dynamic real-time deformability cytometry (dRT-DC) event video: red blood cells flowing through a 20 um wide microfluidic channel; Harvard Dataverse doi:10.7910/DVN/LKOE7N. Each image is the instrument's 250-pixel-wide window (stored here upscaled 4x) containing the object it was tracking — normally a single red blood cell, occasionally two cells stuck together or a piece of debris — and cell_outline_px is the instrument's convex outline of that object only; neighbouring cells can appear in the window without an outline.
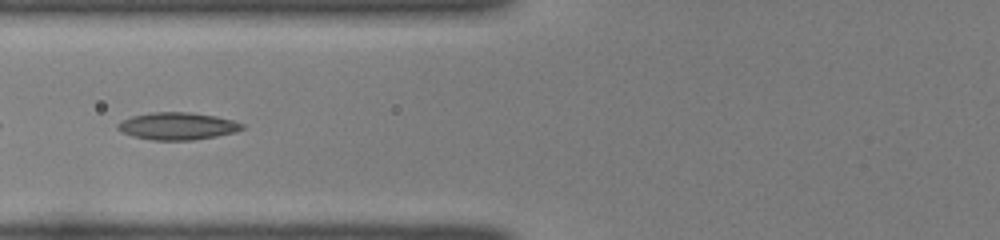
{"species": "common noctule bat (a hibernating species)", "species_latin": "Nyctalus noctula", "temperature_condition": "room temperature", "stored_images_in_passage": 35, "camera_frame_rate_fps": 3000, "um_per_image_px": 0.085, "animal": {"sex": "female", "body_mass_g": 22.0, "forearm_length_mm": 56.7}, "frame": {"image": 1, "passage_image": 7, "time_ms": 2.0, "image_size_px": [1000, 240], "cell_outline_px": [[244, 128], [236, 132], [216, 136], [192, 140], [152, 140], [136, 136], [124, 132], [116, 128], [116, 124], [132, 116], [152, 112], [192, 112], [216, 116], [232, 120], [244, 124]], "centroid_in_image_um": [15.12, 10.71], "position_along_channel_um": 110.7, "area_um2": 19.65}}
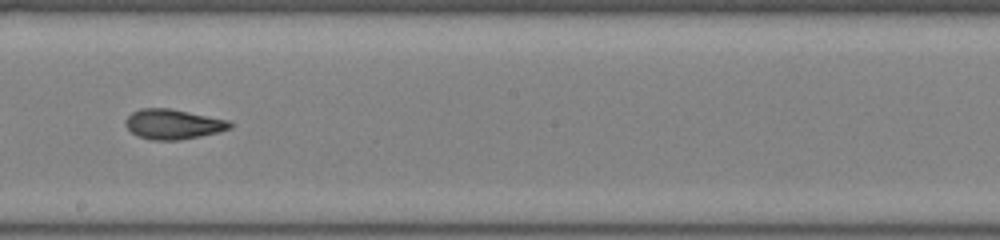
{"frame": {"image": 2, "passage_image": 16, "time_ms": 5.0, "image_size_px": [1000, 240], "cell_outline_px": [[232, 128], [220, 132], [200, 136], [176, 140], [152, 140], [140, 136], [132, 132], [124, 124], [124, 120], [132, 112], [140, 108], [172, 108], [228, 120], [232, 124]], "centroid_in_image_um": [14.72, 10.54], "position_along_channel_um": 233.5, "area_um2": 18.26}}
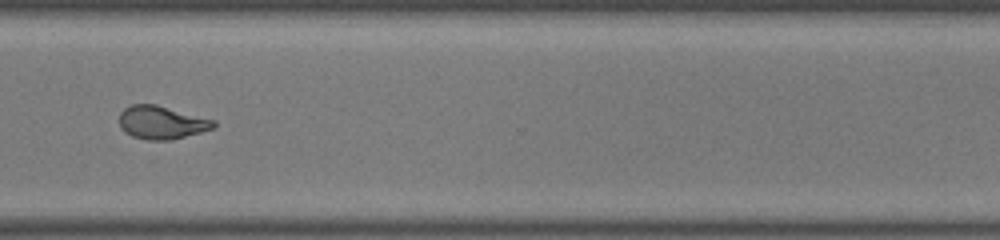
{"frame": {"image": 3, "passage_image": 25, "time_ms": 8.0, "image_size_px": [1000, 240], "cell_outline_px": [[216, 124], [212, 128], [200, 132], [172, 140], [148, 140], [132, 136], [124, 132], [120, 128], [120, 112], [124, 108], [132, 104], [156, 104], [216, 120]], "centroid_in_image_um": [13.72, 10.41], "position_along_channel_um": 356.9, "area_um2": 18.26}, "authors_computed_cell_mechanics": {"area_um2": 18.5538, "velocity_mm_per_s": 4.0964, "shape_relaxation_time_tau1_ms": null, "shape_relaxation_time_tau2_ms": 1.8993, "deformation_change_tau1": null, "deformation_change_tau2": 0.0837}}